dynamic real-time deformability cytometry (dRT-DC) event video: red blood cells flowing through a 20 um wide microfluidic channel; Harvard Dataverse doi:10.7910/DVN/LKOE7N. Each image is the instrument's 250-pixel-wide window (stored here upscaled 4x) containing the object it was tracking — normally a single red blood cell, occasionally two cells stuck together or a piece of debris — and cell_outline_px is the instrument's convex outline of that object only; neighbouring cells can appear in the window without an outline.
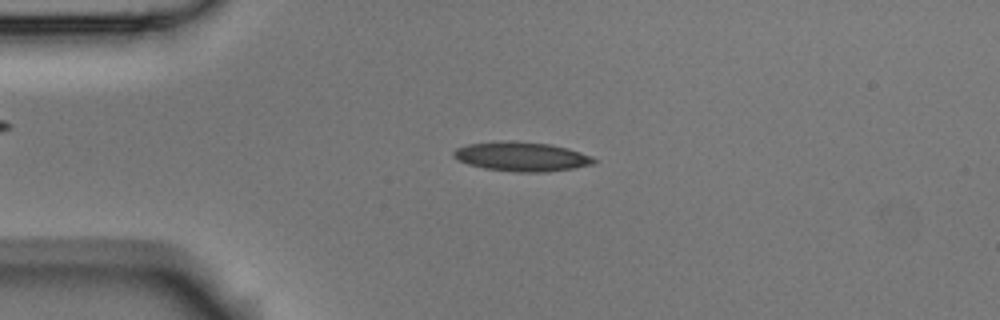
{"species": "Egyptian fruit bat (a non-hibernating species)", "species_latin": "Rousettus aegyptiacus", "temperature_condition": "room temperature", "stored_images_in_passage": 52, "camera_frame_rate_fps": 3000, "um_per_image_px": 0.085, "animal": {"sex": "male"}, "frame": {"image": 1, "passage_image": 11, "time_ms": 3.333, "image_size_px": [1000, 320], "cell_outline_px": [[596, 160], [592, 164], [572, 168], [544, 172], [516, 172], [484, 168], [468, 164], [452, 156], [452, 152], [456, 148], [468, 144], [504, 140], [512, 140], [548, 144], [568, 148], [592, 156]], "centroid_in_image_um": [44.3, 13.3], "position_along_channel_um": 40.7, "area_um2": 23.87}}
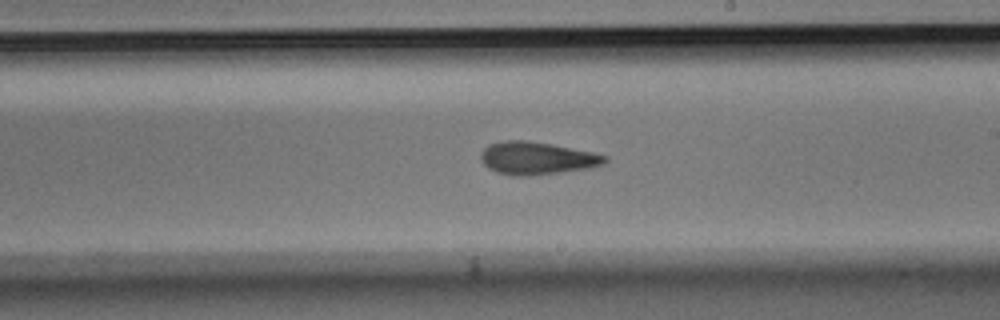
{"frame": {"image": 2, "passage_image": 29, "time_ms": 9.333, "image_size_px": [1000, 320], "cell_outline_px": [[608, 160], [604, 164], [588, 168], [560, 172], [528, 176], [512, 176], [496, 172], [488, 168], [480, 160], [480, 152], [488, 144], [504, 140], [528, 140], [552, 144], [592, 152], [608, 156]], "centroid_in_image_um": [45.6, 13.44], "position_along_channel_um": 243.4, "area_um2": 23.81}}
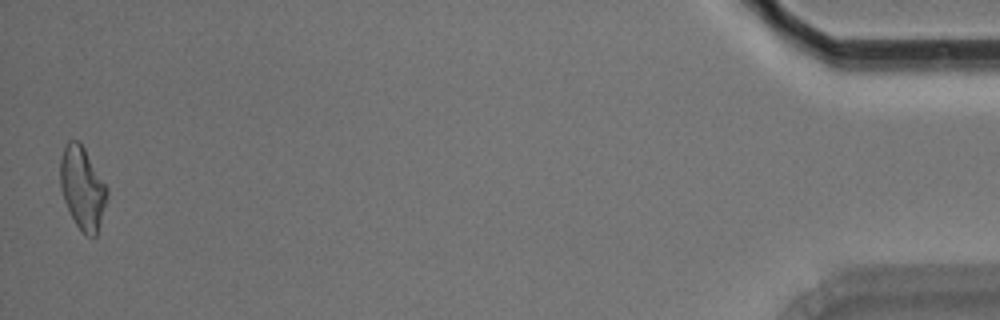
{"frame": {"image": 3, "passage_image": 51, "time_ms": 16.667, "image_size_px": [1000, 320], "cell_outline_px": [[108, 196], [96, 236], [84, 236], [76, 224], [64, 200], [60, 188], [60, 160], [64, 144], [68, 140], [80, 140], [108, 188]], "centroid_in_image_um": [7.0, 15.95], "position_along_channel_um": 428.2, "area_um2": 22.66}, "authors_computed_cell_mechanics": {"area_um2": 22.7154, "velocity_mm_per_s": 3.7822, "shape_relaxation_time_tau1_ms": 9.7916, "shape_relaxation_time_tau2_ms": 4.2482, "deformation_change_tau1": 0.2045, "deformation_change_tau2": 0.1362}}